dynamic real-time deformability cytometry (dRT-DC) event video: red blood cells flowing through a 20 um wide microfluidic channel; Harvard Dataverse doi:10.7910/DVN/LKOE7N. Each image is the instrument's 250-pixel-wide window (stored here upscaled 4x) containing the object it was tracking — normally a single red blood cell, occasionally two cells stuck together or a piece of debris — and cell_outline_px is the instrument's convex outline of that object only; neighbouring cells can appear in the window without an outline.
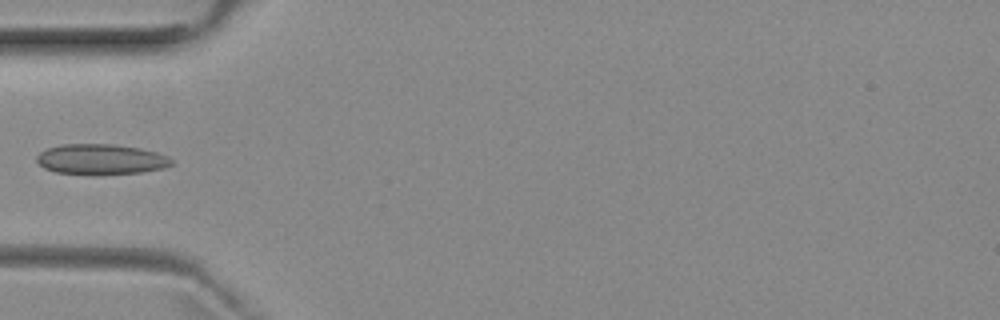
{"species": "common noctule bat (a hibernating species)", "species_latin": "Nyctalus noctula", "temperature_condition": "room temperature", "stored_images_in_passage": 4, "camera_frame_rate_fps": 3000, "um_per_image_px": 0.085, "animal": {"sex": "female", "body_mass_g": 29.2, "forearm_length_mm": 56.3}, "frame": {"image": 1, "passage_image": 3, "time_ms": 3.333, "image_size_px": [1000, 320], "cell_outline_px": [[172, 164], [164, 168], [140, 172], [96, 176], [92, 176], [56, 172], [44, 168], [36, 160], [36, 156], [40, 152], [48, 148], [60, 144], [112, 144], [140, 148], [156, 152], [168, 156], [172, 160]], "centroid_in_image_um": [8.56, 13.56], "position_along_channel_um": 76.4, "area_um2": 24.28}}
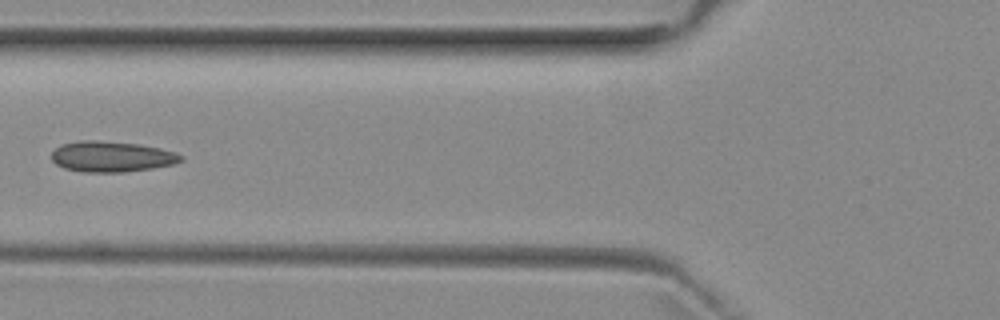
{"frame": {"image": 2, "passage_image": 4, "time_ms": 4.333, "image_size_px": [1000, 320], "cell_outline_px": [[184, 160], [172, 164], [152, 168], [124, 172], [80, 172], [64, 168], [56, 164], [52, 160], [52, 152], [60, 144], [80, 140], [96, 140], [140, 144], [160, 148], [176, 152], [184, 156]], "centroid_in_image_um": [9.48, 13.31], "position_along_channel_um": 116.3, "area_um2": 23.29}}